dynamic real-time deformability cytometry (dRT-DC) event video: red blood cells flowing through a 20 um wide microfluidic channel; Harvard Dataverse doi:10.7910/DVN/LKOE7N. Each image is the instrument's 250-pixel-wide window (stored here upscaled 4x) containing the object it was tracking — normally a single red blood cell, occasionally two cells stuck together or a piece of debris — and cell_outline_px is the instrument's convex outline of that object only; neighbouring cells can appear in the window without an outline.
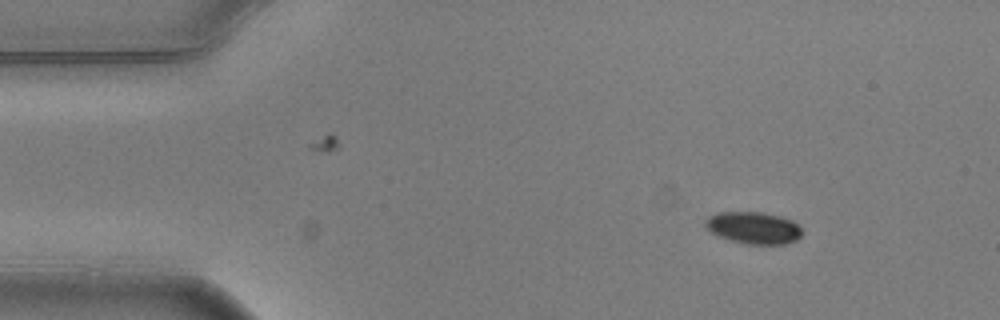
{"species": "common noctule bat (a hibernating species)", "species_latin": "Nyctalus noctula", "temperature_condition": "warm", "stored_images_in_passage": 5, "camera_frame_rate_fps": 3000, "um_per_image_px": 0.085, "animal": {"sex": "male", "body_mass_g": 20.5, "forearm_length_mm": 52.5}, "frame": {"image": 1, "passage_image": 1, "time_ms": 0.0, "image_size_px": [1000, 320], "cell_outline_px": [[804, 232], [796, 240], [784, 244], [748, 244], [732, 240], [720, 236], [712, 232], [704, 224], [704, 220], [708, 216], [720, 212], [764, 212], [780, 216], [792, 220], [800, 224]], "centroid_in_image_um": [64.1, 19.35], "position_along_channel_um": 20.9, "area_um2": 18.09}}
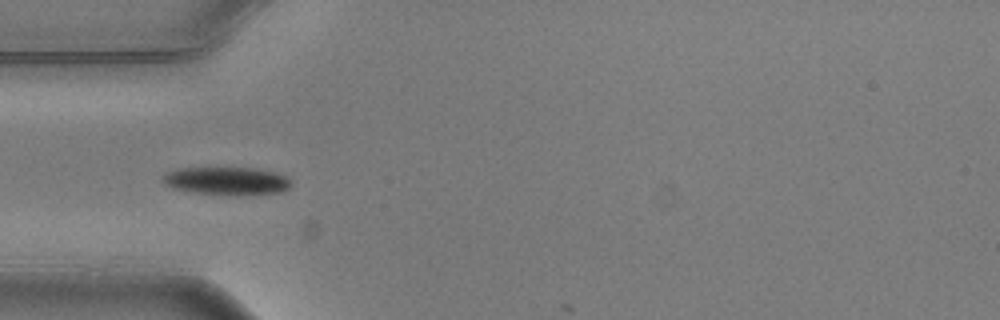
{"frame": {"image": 2, "passage_image": 4, "time_ms": 1.0, "image_size_px": [1000, 320], "cell_outline_px": [[292, 184], [284, 192], [236, 196], [232, 196], [192, 192], [172, 188], [164, 184], [160, 180], [160, 176], [164, 172], [176, 168], [252, 168], [276, 172], [288, 176], [292, 180]], "centroid_in_image_um": [19.25, 15.39], "position_along_channel_um": 65.7, "area_um2": 21.62}}
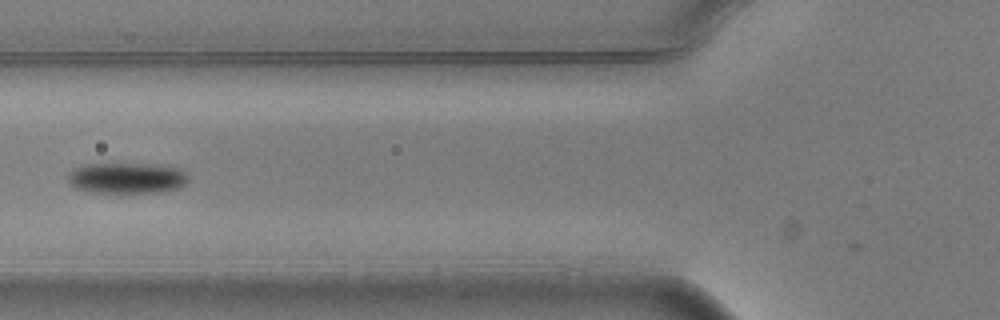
{"frame": {"image": 3, "passage_image": 5, "time_ms": 1.333, "image_size_px": [1000, 320], "cell_outline_px": [[188, 180], [180, 188], [160, 192], [120, 196], [88, 192], [72, 188], [68, 180], [68, 172], [84, 164], [160, 164], [180, 168], [188, 176]], "centroid_in_image_um": [10.75, 15.19], "position_along_channel_um": 115.0, "area_um2": 22.89}}